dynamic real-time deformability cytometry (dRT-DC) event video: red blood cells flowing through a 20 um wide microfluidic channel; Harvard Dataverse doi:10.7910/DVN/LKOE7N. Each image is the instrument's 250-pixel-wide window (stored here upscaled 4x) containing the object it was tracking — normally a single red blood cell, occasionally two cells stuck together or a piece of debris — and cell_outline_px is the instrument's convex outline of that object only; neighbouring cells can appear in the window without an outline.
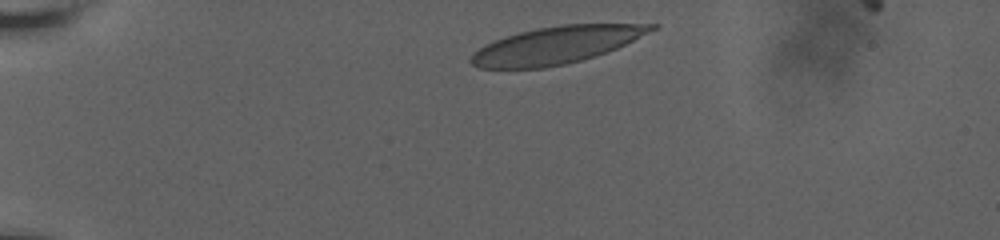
{"species": "human", "species_latin": "Homo sapiens", "temperature_condition": "room temperature", "stored_images_in_passage": 7, "camera_frame_rate_fps": 3000, "um_per_image_px": 0.085, "donor": {"sex": "male"}, "frame": {"image": 1, "passage_image": 1, "time_ms": 0.0, "image_size_px": [1000, 240], "cell_outline_px": [[660, 28], [608, 52], [596, 56], [564, 64], [544, 68], [480, 68], [472, 64], [468, 60], [484, 44], [520, 32], [536, 28], [560, 24], [660, 24]], "centroid_in_image_um": [47.34, 3.82], "position_along_channel_um": 37.7, "area_um2": 38.96}}
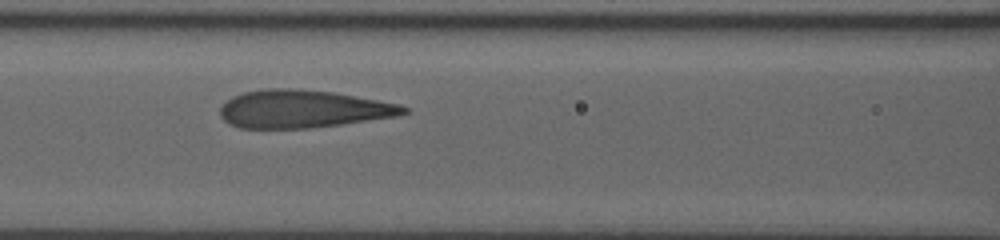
{"frame": {"image": 2, "passage_image": 6, "time_ms": 4.667, "image_size_px": [1000, 240], "cell_outline_px": [[408, 112], [396, 116], [340, 124], [308, 128], [240, 128], [228, 124], [220, 116], [220, 108], [232, 96], [244, 92], [264, 88], [300, 88], [332, 92], [400, 104], [408, 108]], "centroid_in_image_um": [25.7, 9.25], "position_along_channel_um": 140.9, "area_um2": 40.34}}
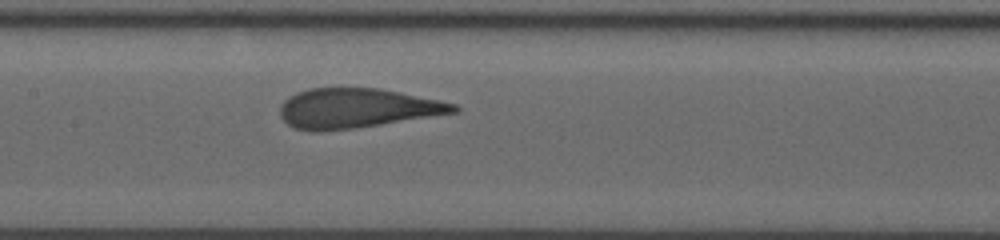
{"frame": {"image": 3, "passage_image": 7, "time_ms": 5.667, "image_size_px": [1000, 240], "cell_outline_px": [[460, 112], [380, 124], [352, 128], [296, 128], [288, 124], [280, 116], [280, 104], [288, 96], [296, 92], [308, 88], [380, 88], [400, 92], [456, 104], [460, 108]], "centroid_in_image_um": [30.37, 9.15], "position_along_channel_um": 177.0, "area_um2": 39.19}}